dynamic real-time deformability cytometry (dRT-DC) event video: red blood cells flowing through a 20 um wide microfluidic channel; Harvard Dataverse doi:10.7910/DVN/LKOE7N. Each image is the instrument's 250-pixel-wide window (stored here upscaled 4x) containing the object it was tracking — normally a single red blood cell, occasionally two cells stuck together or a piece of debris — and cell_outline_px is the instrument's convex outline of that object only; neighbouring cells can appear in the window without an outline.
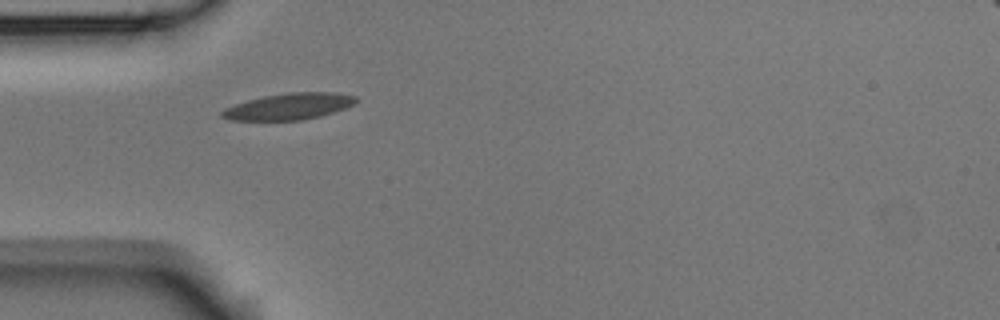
{"species": "Egyptian fruit bat (a non-hibernating species)", "species_latin": "Rousettus aegyptiacus", "temperature_condition": "room temperature", "stored_images_in_passage": 2, "camera_frame_rate_fps": 3000, "um_per_image_px": 0.085, "animal": {"sex": "male"}, "frame": {"image": 1, "passage_image": 1, "time_ms": 0.0, "image_size_px": [1000, 320], "cell_outline_px": [[356, 100], [352, 104], [344, 108], [320, 116], [300, 120], [232, 120], [220, 116], [220, 112], [224, 108], [248, 100], [264, 96], [288, 92], [336, 92], [356, 96]], "centroid_in_image_um": [24.53, 9.04], "position_along_channel_um": 60.5, "area_um2": 20.4}}
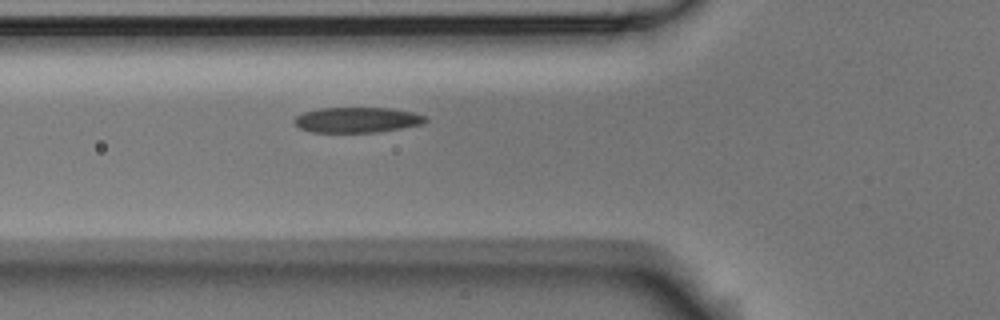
{"frame": {"image": 2, "passage_image": 2, "time_ms": 0.333, "image_size_px": [1000, 320], "cell_outline_px": [[428, 120], [424, 124], [376, 132], [312, 132], [300, 128], [292, 120], [296, 116], [304, 112], [320, 108], [392, 108], [412, 112], [424, 116]], "centroid_in_image_um": [30.35, 10.19], "position_along_channel_um": 95.5, "area_um2": 19.31}}